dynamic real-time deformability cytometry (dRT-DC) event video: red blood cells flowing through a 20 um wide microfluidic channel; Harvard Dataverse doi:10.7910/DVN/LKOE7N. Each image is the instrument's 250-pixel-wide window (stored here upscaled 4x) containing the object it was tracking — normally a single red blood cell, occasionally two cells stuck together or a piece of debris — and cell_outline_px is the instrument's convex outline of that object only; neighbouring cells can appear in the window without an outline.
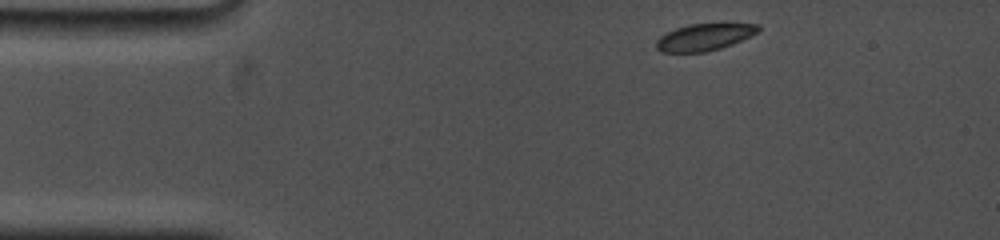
{"species": "common noctule bat (a hibernating species)", "species_latin": "Nyctalus noctula", "temperature_condition": "cold", "stored_images_in_passage": 65, "camera_frame_rate_fps": 5000, "um_per_image_px": 0.085, "animal": {"sex": "female", "body_mass_g": 19.0, "forearm_length_mm": 53.3}, "frame": {"image": 1, "passage_image": 1, "time_ms": 0.0, "image_size_px": [1000, 240], "cell_outline_px": [[760, 28], [752, 36], [732, 44], [720, 48], [704, 52], [660, 52], [656, 48], [656, 40], [660, 36], [676, 28], [688, 24], [760, 24]], "centroid_in_image_um": [59.85, 3.16], "position_along_channel_um": 25.2, "area_um2": 15.84}}
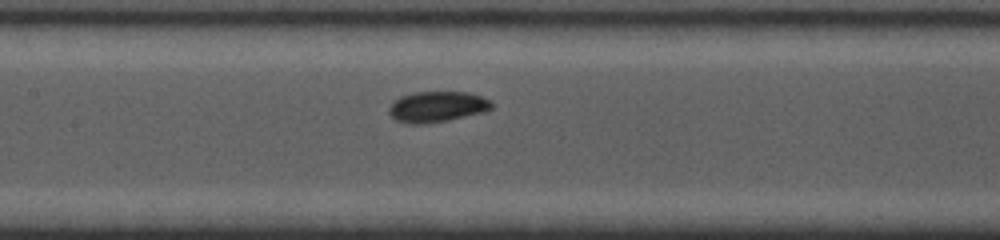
{"frame": {"image": 2, "passage_image": 28, "time_ms": 5.6, "image_size_px": [1000, 240], "cell_outline_px": [[492, 108], [484, 112], [448, 120], [428, 124], [404, 124], [396, 120], [388, 112], [388, 108], [400, 96], [416, 92], [468, 92], [480, 96], [488, 100], [492, 104]], "centroid_in_image_um": [37.12, 9.09], "position_along_channel_um": 170.3, "area_um2": 18.38}}
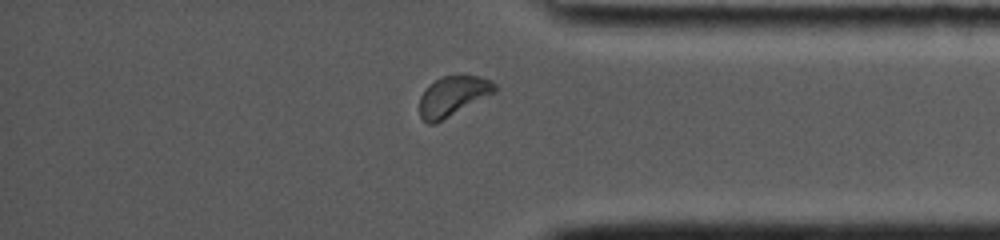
{"frame": {"image": 3, "passage_image": 55, "time_ms": 11.8, "image_size_px": [1000, 240], "cell_outline_px": [[496, 92], [436, 124], [428, 124], [420, 116], [420, 96], [424, 88], [428, 84], [440, 76], [480, 76], [492, 80], [496, 84]], "centroid_in_image_um": [38.48, 8.17], "position_along_channel_um": 396.7, "area_um2": 17.74}, "authors_computed_cell_mechanics": {"area_um2": 17.7446, "velocity_mm_per_s": 3.685, "shape_relaxation_time_tau1_ms": 2.3809, "shape_relaxation_time_tau2_ms": 4.8051, "deformation_change_tau1": 0.0721, "deformation_change_tau2": 0.0561}}